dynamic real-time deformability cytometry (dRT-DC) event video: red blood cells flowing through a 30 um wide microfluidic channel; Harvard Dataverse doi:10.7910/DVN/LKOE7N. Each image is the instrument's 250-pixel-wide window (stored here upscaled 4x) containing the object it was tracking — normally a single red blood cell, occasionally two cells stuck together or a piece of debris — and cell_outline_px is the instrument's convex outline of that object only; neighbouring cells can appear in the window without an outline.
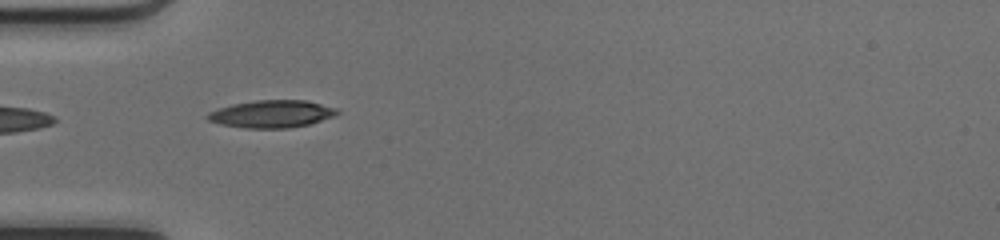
{"species": "common noctule bat (a hibernating species)", "species_latin": "Nyctalus noctula", "temperature_condition": "cold", "stored_images_in_passage": 3, "camera_frame_rate_fps": 3000, "um_per_image_px": 0.085, "animal": {"sex": "female", "body_mass_g": 17.0, "forearm_length_mm": 48.0}, "frame": {"image": 1, "passage_image": 1, "time_ms": 0.0, "image_size_px": [1000, 240], "cell_outline_px": [[340, 112], [332, 116], [308, 124], [288, 128], [244, 128], [220, 124], [208, 120], [204, 116], [208, 112], [232, 104], [256, 100], [304, 100], [336, 108]], "centroid_in_image_um": [23.03, 9.68], "position_along_channel_um": 62.0, "area_um2": 20.52}}